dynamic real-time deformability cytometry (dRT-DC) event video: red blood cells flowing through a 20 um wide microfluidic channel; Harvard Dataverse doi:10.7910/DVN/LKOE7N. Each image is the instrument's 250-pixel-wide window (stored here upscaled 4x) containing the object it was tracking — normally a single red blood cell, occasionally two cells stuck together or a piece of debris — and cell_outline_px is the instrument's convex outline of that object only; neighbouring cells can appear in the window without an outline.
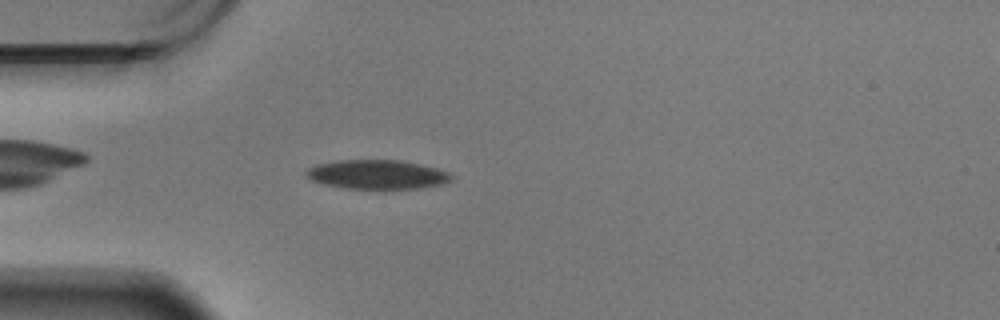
{"species": "Egyptian fruit bat (a non-hibernating species)", "species_latin": "Rousettus aegyptiacus", "temperature_condition": "warm", "stored_images_in_passage": 45, "camera_frame_rate_fps": 3000, "um_per_image_px": 0.085, "animal": {"sex": "male"}, "frame": {"image": 1, "passage_image": 3, "time_ms": 0.667, "image_size_px": [1000, 320], "cell_outline_px": [[452, 180], [440, 184], [416, 188], [348, 188], [324, 184], [312, 180], [304, 172], [308, 168], [316, 164], [336, 160], [400, 160], [420, 164], [436, 168], [448, 172], [452, 176]], "centroid_in_image_um": [32.03, 14.81], "position_along_channel_um": 53.0, "area_um2": 24.33}}
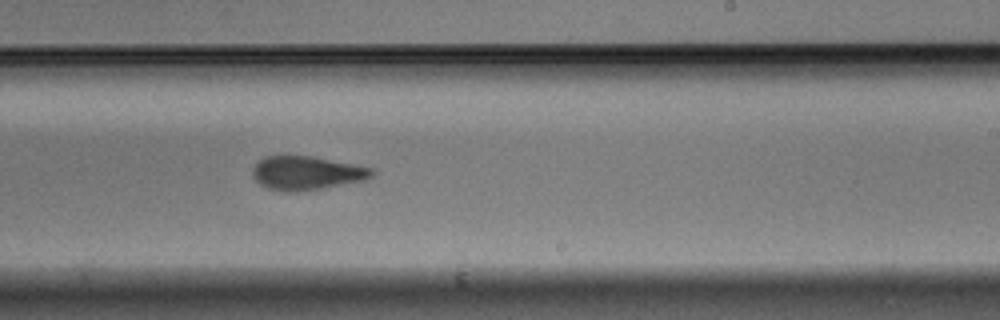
{"frame": {"image": 2, "passage_image": 22, "time_ms": 7.0, "image_size_px": [1000, 320], "cell_outline_px": [[376, 172], [372, 176], [364, 180], [320, 188], [288, 192], [268, 188], [260, 184], [252, 176], [252, 168], [264, 156], [312, 156], [372, 168]], "centroid_in_image_um": [26.04, 14.69], "position_along_channel_um": 263.0, "area_um2": 23.06}}
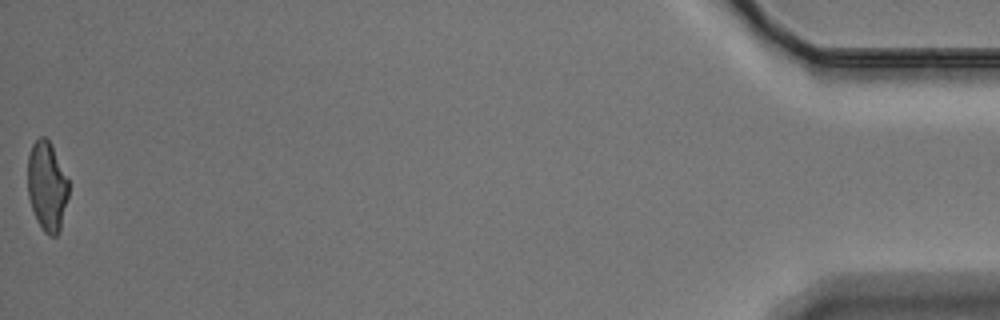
{"frame": {"image": 3, "passage_image": 45, "time_ms": 14.667, "image_size_px": [1000, 320], "cell_outline_px": [[68, 196], [60, 232], [56, 236], [48, 236], [44, 232], [36, 220], [28, 196], [28, 156], [32, 144], [40, 136], [44, 136], [52, 144], [68, 180]], "centroid_in_image_um": [3.99, 15.85], "position_along_channel_um": 431.2, "area_um2": 21.44}, "authors_computed_cell_mechanics": {"area_um2": 23.9292, "velocity_mm_per_s": 3.4469, "shape_relaxation_time_tau1_ms": 3.467, "shape_relaxation_time_tau2_ms": 3.3794, "deformation_change_tau1": 0.1219, "deformation_change_tau2": 0.1058}}